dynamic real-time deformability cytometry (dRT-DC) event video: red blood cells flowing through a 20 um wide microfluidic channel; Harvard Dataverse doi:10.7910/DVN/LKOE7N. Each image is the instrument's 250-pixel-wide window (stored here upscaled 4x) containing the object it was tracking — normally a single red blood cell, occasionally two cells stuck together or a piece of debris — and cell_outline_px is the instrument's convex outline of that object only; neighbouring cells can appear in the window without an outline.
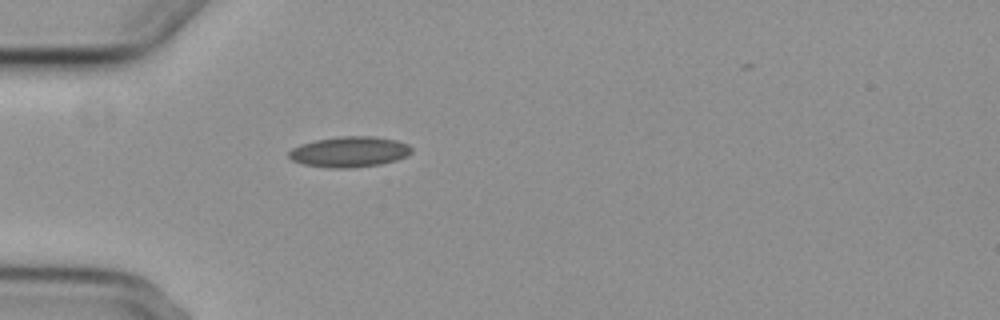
{"species": "common noctule bat (a hibernating species)", "species_latin": "Nyctalus noctula", "temperature_condition": "cold", "stored_images_in_passage": 2, "camera_frame_rate_fps": 3000, "um_per_image_px": 0.085, "animal": {"sex": "female", "body_mass_g": 29.2, "forearm_length_mm": 56.3}, "frame": {"image": 1, "passage_image": 1, "time_ms": 0.0, "image_size_px": [1000, 320], "cell_outline_px": [[412, 152], [408, 156], [396, 160], [380, 164], [352, 168], [328, 168], [304, 164], [292, 160], [288, 156], [288, 152], [292, 148], [300, 144], [316, 140], [340, 136], [372, 136], [396, 140], [408, 144], [412, 148]], "centroid_in_image_um": [29.71, 12.9], "position_along_channel_um": 55.3, "area_um2": 21.96}}